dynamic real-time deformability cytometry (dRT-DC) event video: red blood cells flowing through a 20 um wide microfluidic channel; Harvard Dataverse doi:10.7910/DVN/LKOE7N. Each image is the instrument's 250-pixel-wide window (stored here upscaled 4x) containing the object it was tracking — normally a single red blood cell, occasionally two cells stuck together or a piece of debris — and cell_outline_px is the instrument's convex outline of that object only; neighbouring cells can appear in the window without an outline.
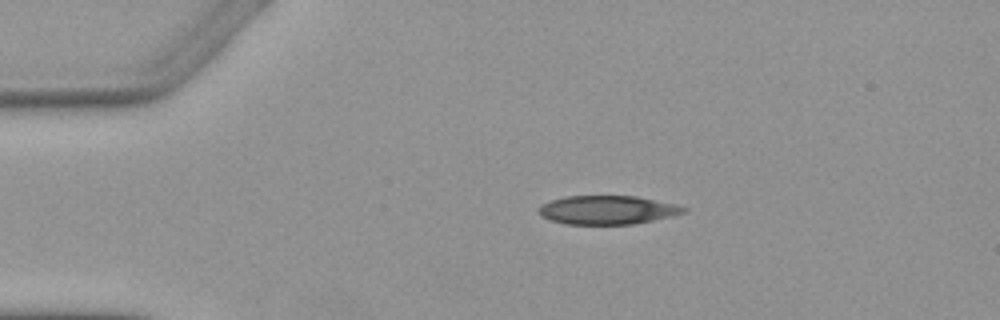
{"species": "Egyptian fruit bat (a non-hibernating species)", "species_latin": "Rousettus aegyptiacus", "temperature_condition": "warm", "stored_images_in_passage": 5, "camera_frame_rate_fps": 3000, "um_per_image_px": 0.085, "animal": {"sex": "female"}, "frame": {"image": 1, "passage_image": 1, "time_ms": 0.0, "image_size_px": [1000, 320], "cell_outline_px": [[688, 212], [676, 216], [636, 224], [564, 224], [540, 216], [540, 204], [564, 196], [636, 196], [676, 204], [688, 208]], "centroid_in_image_um": [51.71, 17.85], "position_along_channel_um": 33.3, "area_um2": 24.51}}
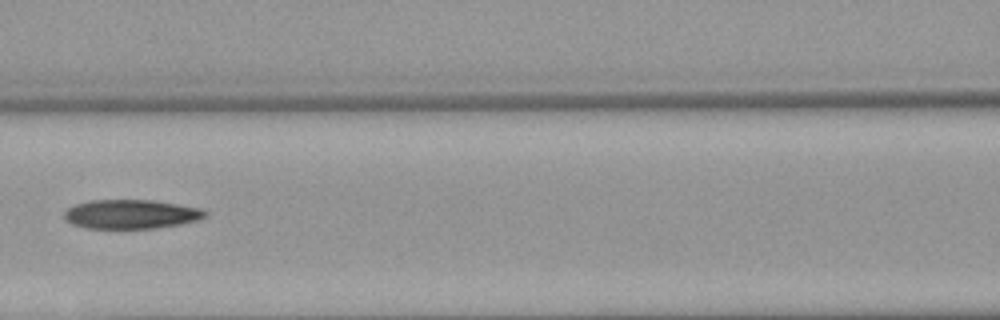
{"frame": {"image": 2, "passage_image": 4, "time_ms": 4.333, "image_size_px": [1000, 320], "cell_outline_px": [[208, 216], [196, 220], [180, 224], [156, 228], [84, 228], [72, 224], [64, 220], [64, 212], [68, 208], [76, 204], [92, 200], [152, 200], [200, 208], [208, 212]], "centroid_in_image_um": [11.12, 18.21], "position_along_channel_um": 155.5, "area_um2": 23.87}}
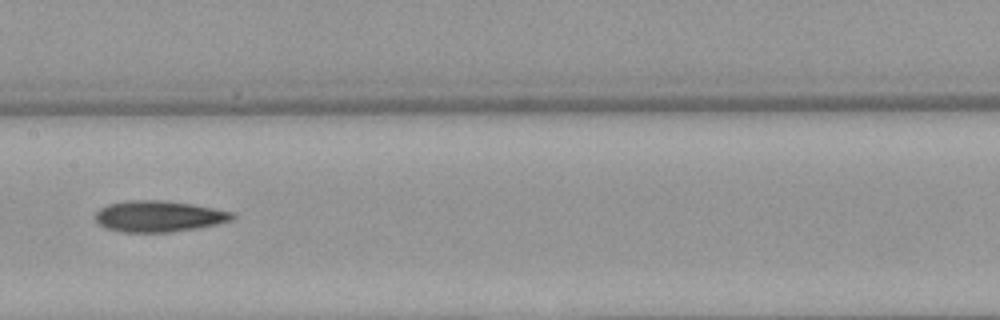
{"frame": {"image": 3, "passage_image": 5, "time_ms": 5.333, "image_size_px": [1000, 320], "cell_outline_px": [[236, 216], [232, 220], [216, 224], [196, 228], [172, 232], [120, 232], [104, 228], [96, 220], [96, 212], [100, 208], [108, 204], [124, 200], [164, 200], [192, 204], [232, 212]], "centroid_in_image_um": [13.46, 18.38], "position_along_channel_um": 193.9, "area_um2": 24.91}}